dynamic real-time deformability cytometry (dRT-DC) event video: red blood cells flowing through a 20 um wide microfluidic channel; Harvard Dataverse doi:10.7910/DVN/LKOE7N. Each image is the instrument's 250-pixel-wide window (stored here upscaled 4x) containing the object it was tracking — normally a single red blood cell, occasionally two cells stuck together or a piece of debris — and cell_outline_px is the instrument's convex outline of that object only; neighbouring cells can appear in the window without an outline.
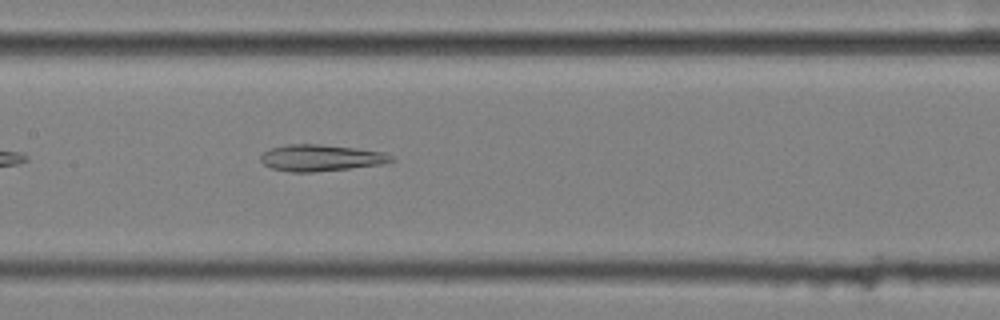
{"species": "common noctule bat (a hibernating species)", "species_latin": "Nyctalus noctula", "temperature_condition": "cold", "stored_images_in_passage": 43, "camera_frame_rate_fps": 3000, "um_per_image_px": 0.085, "animal": {"sex": "female", "body_mass_g": 25.1}, "frame": {"image": 1, "passage_image": 13, "time_ms": 4.0, "image_size_px": [1000, 320], "cell_outline_px": [[396, 160], [384, 164], [312, 172], [288, 172], [272, 168], [264, 164], [260, 160], [260, 156], [268, 148], [288, 144], [320, 144], [384, 152], [392, 156]], "centroid_in_image_um": [27.25, 13.42], "position_along_channel_um": 180.2, "area_um2": 20.11}}
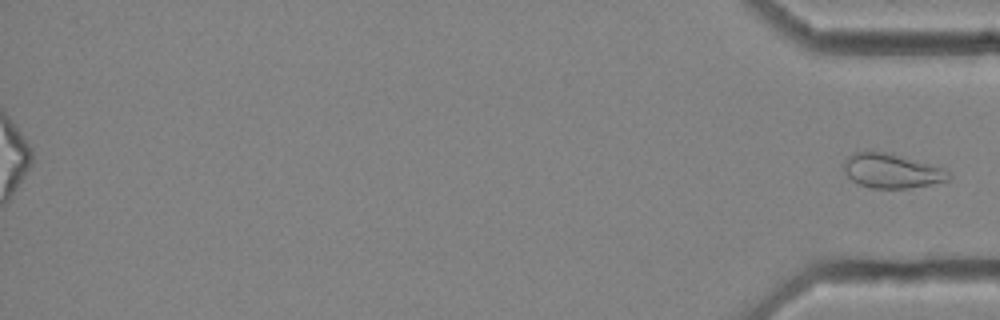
{"frame": {"image": 2, "passage_image": 43, "time_ms": 14.0, "image_size_px": [1000, 320], "cell_outline_px": [[952, 176], [948, 180], [908, 188], [872, 188], [860, 184], [852, 180], [844, 172], [844, 160], [852, 152], [884, 152], [948, 168]], "centroid_in_image_um": [75.82, 14.52], "position_along_channel_um": 359.4, "area_um2": 20.92}}